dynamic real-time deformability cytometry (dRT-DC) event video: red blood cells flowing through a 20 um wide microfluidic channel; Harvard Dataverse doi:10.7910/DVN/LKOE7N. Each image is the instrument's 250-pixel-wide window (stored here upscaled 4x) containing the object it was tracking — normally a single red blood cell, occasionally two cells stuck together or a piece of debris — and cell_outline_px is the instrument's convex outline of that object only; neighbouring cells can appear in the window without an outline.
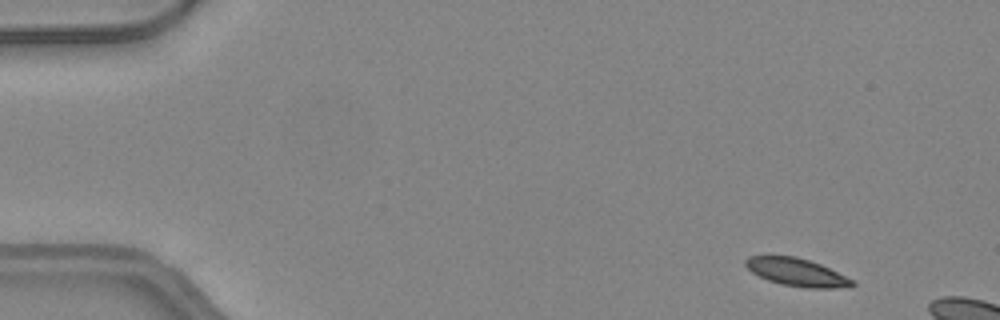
{"species": "common noctule bat (a hibernating species)", "species_latin": "Nyctalus noctula", "temperature_condition": "warm", "stored_images_in_passage": 9, "camera_frame_rate_fps": 3000, "um_per_image_px": 0.085, "animal": {"sex": "female", "body_mass_g": 24.6, "forearm_length_mm": 56.2}, "frame": {"image": 1, "passage_image": 3, "time_ms": 0.667, "image_size_px": [1000, 320], "cell_outline_px": [[856, 284], [852, 288], [804, 288], [780, 284], [768, 280], [752, 272], [744, 264], [744, 260], [748, 256], [796, 256], [820, 264], [856, 280]], "centroid_in_image_um": [67.79, 23.16], "position_along_channel_um": 17.2, "area_um2": 17.51}}